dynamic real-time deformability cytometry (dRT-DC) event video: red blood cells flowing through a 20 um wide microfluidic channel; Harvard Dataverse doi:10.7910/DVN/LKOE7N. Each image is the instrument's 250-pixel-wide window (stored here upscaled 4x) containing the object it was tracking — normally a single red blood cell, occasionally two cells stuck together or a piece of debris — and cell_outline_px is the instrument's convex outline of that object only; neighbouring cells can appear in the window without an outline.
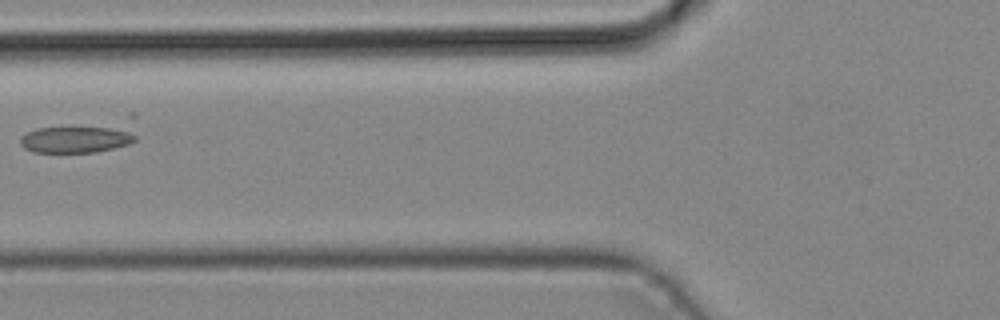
{"species": "common noctule bat (a hibernating species)", "species_latin": "Nyctalus noctula", "temperature_condition": "cold", "stored_images_in_passage": 5, "camera_frame_rate_fps": 3000, "um_per_image_px": 0.085, "animal": {"sex": "male", "body_mass_g": 19.2, "forearm_length_mm": 51.8}, "frame": {"image": 1, "passage_image": 5, "time_ms": 1.333, "image_size_px": [1000, 320], "cell_outline_px": [[136, 140], [128, 144], [96, 152], [32, 152], [24, 148], [20, 144], [20, 136], [36, 128], [128, 112], [136, 112]], "centroid_in_image_um": [7.07, 11.47], "position_along_channel_um": 118.7, "area_um2": 24.1}}